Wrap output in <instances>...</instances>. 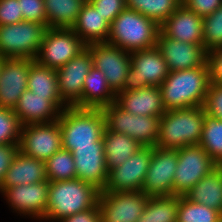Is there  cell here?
<instances>
[{
  "label": "cell",
  "mask_w": 222,
  "mask_h": 222,
  "mask_svg": "<svg viewBox=\"0 0 222 222\" xmlns=\"http://www.w3.org/2000/svg\"><path fill=\"white\" fill-rule=\"evenodd\" d=\"M47 28L72 29L84 3L83 0H44Z\"/></svg>",
  "instance_id": "cell-30"
},
{
  "label": "cell",
  "mask_w": 222,
  "mask_h": 222,
  "mask_svg": "<svg viewBox=\"0 0 222 222\" xmlns=\"http://www.w3.org/2000/svg\"><path fill=\"white\" fill-rule=\"evenodd\" d=\"M222 214L205 205L178 196L177 222H221Z\"/></svg>",
  "instance_id": "cell-35"
},
{
  "label": "cell",
  "mask_w": 222,
  "mask_h": 222,
  "mask_svg": "<svg viewBox=\"0 0 222 222\" xmlns=\"http://www.w3.org/2000/svg\"><path fill=\"white\" fill-rule=\"evenodd\" d=\"M204 121L203 106L166 111L160 117L156 147L178 149L198 145Z\"/></svg>",
  "instance_id": "cell-3"
},
{
  "label": "cell",
  "mask_w": 222,
  "mask_h": 222,
  "mask_svg": "<svg viewBox=\"0 0 222 222\" xmlns=\"http://www.w3.org/2000/svg\"><path fill=\"white\" fill-rule=\"evenodd\" d=\"M178 196L149 197L137 222H177Z\"/></svg>",
  "instance_id": "cell-31"
},
{
  "label": "cell",
  "mask_w": 222,
  "mask_h": 222,
  "mask_svg": "<svg viewBox=\"0 0 222 222\" xmlns=\"http://www.w3.org/2000/svg\"><path fill=\"white\" fill-rule=\"evenodd\" d=\"M104 156L107 170L119 167L142 146L132 137L111 132L105 128L103 134Z\"/></svg>",
  "instance_id": "cell-28"
},
{
  "label": "cell",
  "mask_w": 222,
  "mask_h": 222,
  "mask_svg": "<svg viewBox=\"0 0 222 222\" xmlns=\"http://www.w3.org/2000/svg\"><path fill=\"white\" fill-rule=\"evenodd\" d=\"M219 167L221 168V170H222V162L219 164Z\"/></svg>",
  "instance_id": "cell-47"
},
{
  "label": "cell",
  "mask_w": 222,
  "mask_h": 222,
  "mask_svg": "<svg viewBox=\"0 0 222 222\" xmlns=\"http://www.w3.org/2000/svg\"><path fill=\"white\" fill-rule=\"evenodd\" d=\"M130 57L131 68L122 91H134L148 86L159 87L170 72L156 46L130 52Z\"/></svg>",
  "instance_id": "cell-8"
},
{
  "label": "cell",
  "mask_w": 222,
  "mask_h": 222,
  "mask_svg": "<svg viewBox=\"0 0 222 222\" xmlns=\"http://www.w3.org/2000/svg\"><path fill=\"white\" fill-rule=\"evenodd\" d=\"M110 25L127 8L126 0H87Z\"/></svg>",
  "instance_id": "cell-40"
},
{
  "label": "cell",
  "mask_w": 222,
  "mask_h": 222,
  "mask_svg": "<svg viewBox=\"0 0 222 222\" xmlns=\"http://www.w3.org/2000/svg\"><path fill=\"white\" fill-rule=\"evenodd\" d=\"M106 128L132 137L142 147H155L158 142L159 117L138 116L123 110L116 102L105 106Z\"/></svg>",
  "instance_id": "cell-6"
},
{
  "label": "cell",
  "mask_w": 222,
  "mask_h": 222,
  "mask_svg": "<svg viewBox=\"0 0 222 222\" xmlns=\"http://www.w3.org/2000/svg\"><path fill=\"white\" fill-rule=\"evenodd\" d=\"M72 154L76 178L102 191L108 178L103 142H94V146L75 147Z\"/></svg>",
  "instance_id": "cell-19"
},
{
  "label": "cell",
  "mask_w": 222,
  "mask_h": 222,
  "mask_svg": "<svg viewBox=\"0 0 222 222\" xmlns=\"http://www.w3.org/2000/svg\"><path fill=\"white\" fill-rule=\"evenodd\" d=\"M44 180H47L45 162L18 151L6 172L0 191L18 185L39 183Z\"/></svg>",
  "instance_id": "cell-24"
},
{
  "label": "cell",
  "mask_w": 222,
  "mask_h": 222,
  "mask_svg": "<svg viewBox=\"0 0 222 222\" xmlns=\"http://www.w3.org/2000/svg\"><path fill=\"white\" fill-rule=\"evenodd\" d=\"M60 222H102V214L98 203L86 211L73 214L59 220Z\"/></svg>",
  "instance_id": "cell-45"
},
{
  "label": "cell",
  "mask_w": 222,
  "mask_h": 222,
  "mask_svg": "<svg viewBox=\"0 0 222 222\" xmlns=\"http://www.w3.org/2000/svg\"><path fill=\"white\" fill-rule=\"evenodd\" d=\"M72 30L86 45L106 43L110 34V24L99 11L85 1Z\"/></svg>",
  "instance_id": "cell-25"
},
{
  "label": "cell",
  "mask_w": 222,
  "mask_h": 222,
  "mask_svg": "<svg viewBox=\"0 0 222 222\" xmlns=\"http://www.w3.org/2000/svg\"><path fill=\"white\" fill-rule=\"evenodd\" d=\"M30 59L5 58L0 69V107L14 110L27 90Z\"/></svg>",
  "instance_id": "cell-18"
},
{
  "label": "cell",
  "mask_w": 222,
  "mask_h": 222,
  "mask_svg": "<svg viewBox=\"0 0 222 222\" xmlns=\"http://www.w3.org/2000/svg\"><path fill=\"white\" fill-rule=\"evenodd\" d=\"M152 159V147H141L119 167L108 171L106 185L102 191H141Z\"/></svg>",
  "instance_id": "cell-15"
},
{
  "label": "cell",
  "mask_w": 222,
  "mask_h": 222,
  "mask_svg": "<svg viewBox=\"0 0 222 222\" xmlns=\"http://www.w3.org/2000/svg\"><path fill=\"white\" fill-rule=\"evenodd\" d=\"M85 48L86 44L72 29L47 28L35 61L39 65L58 69Z\"/></svg>",
  "instance_id": "cell-10"
},
{
  "label": "cell",
  "mask_w": 222,
  "mask_h": 222,
  "mask_svg": "<svg viewBox=\"0 0 222 222\" xmlns=\"http://www.w3.org/2000/svg\"><path fill=\"white\" fill-rule=\"evenodd\" d=\"M156 47L161 52L170 71L187 70L207 65V51L203 45L170 39L159 31Z\"/></svg>",
  "instance_id": "cell-17"
},
{
  "label": "cell",
  "mask_w": 222,
  "mask_h": 222,
  "mask_svg": "<svg viewBox=\"0 0 222 222\" xmlns=\"http://www.w3.org/2000/svg\"><path fill=\"white\" fill-rule=\"evenodd\" d=\"M18 151L19 144H0V186Z\"/></svg>",
  "instance_id": "cell-44"
},
{
  "label": "cell",
  "mask_w": 222,
  "mask_h": 222,
  "mask_svg": "<svg viewBox=\"0 0 222 222\" xmlns=\"http://www.w3.org/2000/svg\"><path fill=\"white\" fill-rule=\"evenodd\" d=\"M210 83L222 85V47L207 52Z\"/></svg>",
  "instance_id": "cell-42"
},
{
  "label": "cell",
  "mask_w": 222,
  "mask_h": 222,
  "mask_svg": "<svg viewBox=\"0 0 222 222\" xmlns=\"http://www.w3.org/2000/svg\"><path fill=\"white\" fill-rule=\"evenodd\" d=\"M160 31L170 39L203 45V18L182 4L163 22Z\"/></svg>",
  "instance_id": "cell-22"
},
{
  "label": "cell",
  "mask_w": 222,
  "mask_h": 222,
  "mask_svg": "<svg viewBox=\"0 0 222 222\" xmlns=\"http://www.w3.org/2000/svg\"><path fill=\"white\" fill-rule=\"evenodd\" d=\"M20 13L24 21L38 22L47 27V16L45 13L44 0H18Z\"/></svg>",
  "instance_id": "cell-38"
},
{
  "label": "cell",
  "mask_w": 222,
  "mask_h": 222,
  "mask_svg": "<svg viewBox=\"0 0 222 222\" xmlns=\"http://www.w3.org/2000/svg\"><path fill=\"white\" fill-rule=\"evenodd\" d=\"M63 110L52 96L36 95L27 89L20 96L13 111L23 126L57 121Z\"/></svg>",
  "instance_id": "cell-21"
},
{
  "label": "cell",
  "mask_w": 222,
  "mask_h": 222,
  "mask_svg": "<svg viewBox=\"0 0 222 222\" xmlns=\"http://www.w3.org/2000/svg\"><path fill=\"white\" fill-rule=\"evenodd\" d=\"M203 46L207 52L222 47V6L203 18Z\"/></svg>",
  "instance_id": "cell-36"
},
{
  "label": "cell",
  "mask_w": 222,
  "mask_h": 222,
  "mask_svg": "<svg viewBox=\"0 0 222 222\" xmlns=\"http://www.w3.org/2000/svg\"><path fill=\"white\" fill-rule=\"evenodd\" d=\"M46 30L45 25L31 21L0 26V55L35 60Z\"/></svg>",
  "instance_id": "cell-7"
},
{
  "label": "cell",
  "mask_w": 222,
  "mask_h": 222,
  "mask_svg": "<svg viewBox=\"0 0 222 222\" xmlns=\"http://www.w3.org/2000/svg\"><path fill=\"white\" fill-rule=\"evenodd\" d=\"M116 101L103 72L94 66L87 74L82 91V108L103 109Z\"/></svg>",
  "instance_id": "cell-26"
},
{
  "label": "cell",
  "mask_w": 222,
  "mask_h": 222,
  "mask_svg": "<svg viewBox=\"0 0 222 222\" xmlns=\"http://www.w3.org/2000/svg\"><path fill=\"white\" fill-rule=\"evenodd\" d=\"M209 85L207 65L170 71L159 86L166 111L203 106Z\"/></svg>",
  "instance_id": "cell-1"
},
{
  "label": "cell",
  "mask_w": 222,
  "mask_h": 222,
  "mask_svg": "<svg viewBox=\"0 0 222 222\" xmlns=\"http://www.w3.org/2000/svg\"><path fill=\"white\" fill-rule=\"evenodd\" d=\"M123 110L138 116L161 117L166 109L161 90L157 86H148L134 91H122L115 101Z\"/></svg>",
  "instance_id": "cell-23"
},
{
  "label": "cell",
  "mask_w": 222,
  "mask_h": 222,
  "mask_svg": "<svg viewBox=\"0 0 222 222\" xmlns=\"http://www.w3.org/2000/svg\"><path fill=\"white\" fill-rule=\"evenodd\" d=\"M59 121L23 125L21 128L19 151L27 156L46 162L62 149Z\"/></svg>",
  "instance_id": "cell-11"
},
{
  "label": "cell",
  "mask_w": 222,
  "mask_h": 222,
  "mask_svg": "<svg viewBox=\"0 0 222 222\" xmlns=\"http://www.w3.org/2000/svg\"><path fill=\"white\" fill-rule=\"evenodd\" d=\"M46 175L49 182L76 179V170L72 152L60 149L46 162Z\"/></svg>",
  "instance_id": "cell-34"
},
{
  "label": "cell",
  "mask_w": 222,
  "mask_h": 222,
  "mask_svg": "<svg viewBox=\"0 0 222 222\" xmlns=\"http://www.w3.org/2000/svg\"><path fill=\"white\" fill-rule=\"evenodd\" d=\"M4 60H5V57H2L0 55V69H1L2 64L4 63Z\"/></svg>",
  "instance_id": "cell-46"
},
{
  "label": "cell",
  "mask_w": 222,
  "mask_h": 222,
  "mask_svg": "<svg viewBox=\"0 0 222 222\" xmlns=\"http://www.w3.org/2000/svg\"><path fill=\"white\" fill-rule=\"evenodd\" d=\"M176 150L178 162L174 175L173 195L185 196L200 179L215 170L219 164L199 144Z\"/></svg>",
  "instance_id": "cell-9"
},
{
  "label": "cell",
  "mask_w": 222,
  "mask_h": 222,
  "mask_svg": "<svg viewBox=\"0 0 222 222\" xmlns=\"http://www.w3.org/2000/svg\"><path fill=\"white\" fill-rule=\"evenodd\" d=\"M49 184L48 180H44L39 183L9 187L2 193L16 212L44 219L48 204Z\"/></svg>",
  "instance_id": "cell-20"
},
{
  "label": "cell",
  "mask_w": 222,
  "mask_h": 222,
  "mask_svg": "<svg viewBox=\"0 0 222 222\" xmlns=\"http://www.w3.org/2000/svg\"><path fill=\"white\" fill-rule=\"evenodd\" d=\"M199 145L217 164L222 162V120L205 114Z\"/></svg>",
  "instance_id": "cell-33"
},
{
  "label": "cell",
  "mask_w": 222,
  "mask_h": 222,
  "mask_svg": "<svg viewBox=\"0 0 222 222\" xmlns=\"http://www.w3.org/2000/svg\"><path fill=\"white\" fill-rule=\"evenodd\" d=\"M24 21L18 0H0V26Z\"/></svg>",
  "instance_id": "cell-41"
},
{
  "label": "cell",
  "mask_w": 222,
  "mask_h": 222,
  "mask_svg": "<svg viewBox=\"0 0 222 222\" xmlns=\"http://www.w3.org/2000/svg\"><path fill=\"white\" fill-rule=\"evenodd\" d=\"M92 67V55L86 47L64 66L56 69L60 97L68 107L82 108L83 83Z\"/></svg>",
  "instance_id": "cell-16"
},
{
  "label": "cell",
  "mask_w": 222,
  "mask_h": 222,
  "mask_svg": "<svg viewBox=\"0 0 222 222\" xmlns=\"http://www.w3.org/2000/svg\"><path fill=\"white\" fill-rule=\"evenodd\" d=\"M181 5V0H126L130 10L139 12L159 26Z\"/></svg>",
  "instance_id": "cell-32"
},
{
  "label": "cell",
  "mask_w": 222,
  "mask_h": 222,
  "mask_svg": "<svg viewBox=\"0 0 222 222\" xmlns=\"http://www.w3.org/2000/svg\"><path fill=\"white\" fill-rule=\"evenodd\" d=\"M177 162L176 149L152 147V159L141 191L149 197L173 195Z\"/></svg>",
  "instance_id": "cell-12"
},
{
  "label": "cell",
  "mask_w": 222,
  "mask_h": 222,
  "mask_svg": "<svg viewBox=\"0 0 222 222\" xmlns=\"http://www.w3.org/2000/svg\"><path fill=\"white\" fill-rule=\"evenodd\" d=\"M189 201L205 205L222 214V170L218 166L205 175L184 196Z\"/></svg>",
  "instance_id": "cell-27"
},
{
  "label": "cell",
  "mask_w": 222,
  "mask_h": 222,
  "mask_svg": "<svg viewBox=\"0 0 222 222\" xmlns=\"http://www.w3.org/2000/svg\"><path fill=\"white\" fill-rule=\"evenodd\" d=\"M90 50L93 66L103 72L110 89L117 95L122 92L128 71L131 68L130 52L108 43L86 45Z\"/></svg>",
  "instance_id": "cell-13"
},
{
  "label": "cell",
  "mask_w": 222,
  "mask_h": 222,
  "mask_svg": "<svg viewBox=\"0 0 222 222\" xmlns=\"http://www.w3.org/2000/svg\"><path fill=\"white\" fill-rule=\"evenodd\" d=\"M100 190L78 178L50 182L45 219L61 220L93 208L98 203Z\"/></svg>",
  "instance_id": "cell-2"
},
{
  "label": "cell",
  "mask_w": 222,
  "mask_h": 222,
  "mask_svg": "<svg viewBox=\"0 0 222 222\" xmlns=\"http://www.w3.org/2000/svg\"><path fill=\"white\" fill-rule=\"evenodd\" d=\"M160 26L137 11L124 9L111 23L106 43L133 52L156 46Z\"/></svg>",
  "instance_id": "cell-5"
},
{
  "label": "cell",
  "mask_w": 222,
  "mask_h": 222,
  "mask_svg": "<svg viewBox=\"0 0 222 222\" xmlns=\"http://www.w3.org/2000/svg\"><path fill=\"white\" fill-rule=\"evenodd\" d=\"M203 108L205 114L222 120V85L210 83Z\"/></svg>",
  "instance_id": "cell-39"
},
{
  "label": "cell",
  "mask_w": 222,
  "mask_h": 222,
  "mask_svg": "<svg viewBox=\"0 0 222 222\" xmlns=\"http://www.w3.org/2000/svg\"><path fill=\"white\" fill-rule=\"evenodd\" d=\"M27 89L36 95L52 96L64 109L68 107L60 97L56 69L39 65L32 59H30Z\"/></svg>",
  "instance_id": "cell-29"
},
{
  "label": "cell",
  "mask_w": 222,
  "mask_h": 222,
  "mask_svg": "<svg viewBox=\"0 0 222 222\" xmlns=\"http://www.w3.org/2000/svg\"><path fill=\"white\" fill-rule=\"evenodd\" d=\"M21 128L14 111L0 107V144H19Z\"/></svg>",
  "instance_id": "cell-37"
},
{
  "label": "cell",
  "mask_w": 222,
  "mask_h": 222,
  "mask_svg": "<svg viewBox=\"0 0 222 222\" xmlns=\"http://www.w3.org/2000/svg\"><path fill=\"white\" fill-rule=\"evenodd\" d=\"M58 121L63 149L72 152L75 147L103 142L106 123L102 109L67 107L60 113Z\"/></svg>",
  "instance_id": "cell-4"
},
{
  "label": "cell",
  "mask_w": 222,
  "mask_h": 222,
  "mask_svg": "<svg viewBox=\"0 0 222 222\" xmlns=\"http://www.w3.org/2000/svg\"><path fill=\"white\" fill-rule=\"evenodd\" d=\"M149 199L142 191H100L102 222H137Z\"/></svg>",
  "instance_id": "cell-14"
},
{
  "label": "cell",
  "mask_w": 222,
  "mask_h": 222,
  "mask_svg": "<svg viewBox=\"0 0 222 222\" xmlns=\"http://www.w3.org/2000/svg\"><path fill=\"white\" fill-rule=\"evenodd\" d=\"M181 4L204 18L222 6V0H181Z\"/></svg>",
  "instance_id": "cell-43"
}]
</instances>
